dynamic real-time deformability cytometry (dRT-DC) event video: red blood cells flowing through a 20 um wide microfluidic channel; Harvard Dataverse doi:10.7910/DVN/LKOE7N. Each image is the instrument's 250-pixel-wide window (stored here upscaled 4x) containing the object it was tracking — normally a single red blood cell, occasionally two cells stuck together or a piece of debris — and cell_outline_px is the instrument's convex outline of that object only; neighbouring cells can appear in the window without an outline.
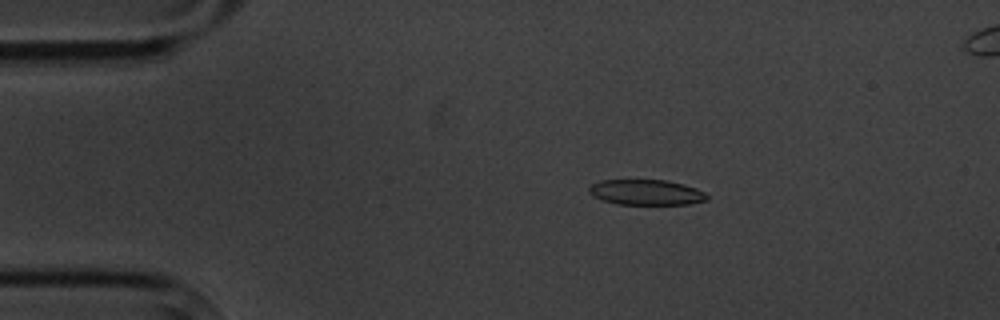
{"species": "common noctule bat (a hibernating species)", "species_latin": "Nyctalus noctula", "temperature_condition": "cold", "stored_images_in_passage": 6, "camera_frame_rate_fps": 3000, "um_per_image_px": 0.085, "animal": {"sex": "male", "body_mass_g": 20.1, "forearm_length_mm": 53.5}, "frame": {"image": 1, "passage_image": 3, "time_ms": 2.333, "image_size_px": [1000, 320], "cell_outline_px": [[708, 200], [688, 204], [616, 204], [600, 200], [592, 196], [588, 192], [588, 188], [592, 184], [600, 180], [668, 180], [684, 184], [696, 188], [704, 192], [708, 196]], "centroid_in_image_um": [54.9, 16.35], "position_along_channel_um": 30.1, "area_um2": 17.63}}
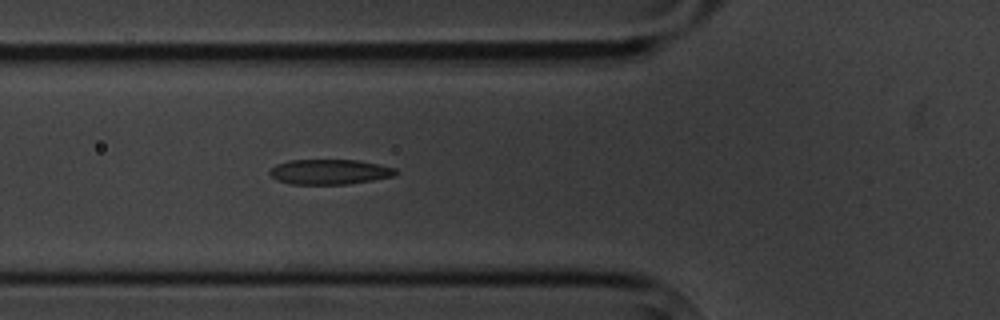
{"frame": {"image": 2, "passage_image": 6, "time_ms": 5.667, "image_size_px": [1000, 320], "cell_outline_px": [[396, 172], [392, 176], [372, 180], [348, 184], [292, 184], [276, 180], [268, 172], [276, 164], [288, 160], [356, 160], [380, 164], [396, 168]], "centroid_in_image_um": [27.99, 14.6], "position_along_channel_um": 97.8, "area_um2": 18.32}}